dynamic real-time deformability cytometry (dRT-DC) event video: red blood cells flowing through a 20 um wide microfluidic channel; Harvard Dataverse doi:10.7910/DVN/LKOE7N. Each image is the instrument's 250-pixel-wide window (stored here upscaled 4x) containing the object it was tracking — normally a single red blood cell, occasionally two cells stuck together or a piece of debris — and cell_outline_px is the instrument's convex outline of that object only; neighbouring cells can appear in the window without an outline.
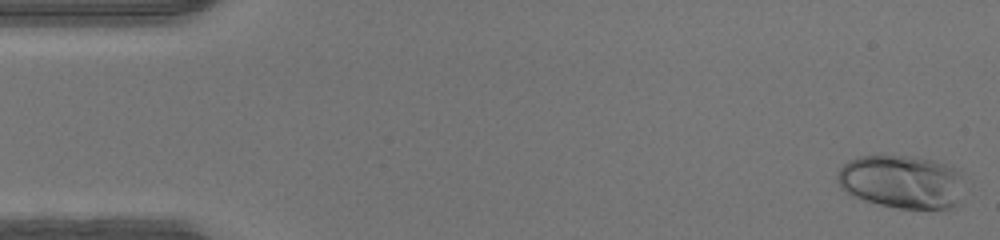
{"species": "human", "species_latin": "Homo sapiens", "temperature_condition": "warm", "stored_images_in_passage": 47, "camera_frame_rate_fps": 3000, "um_per_image_px": 0.085, "donor": {"sex": "male"}, "frame": {"image": 1, "passage_image": 1, "time_ms": 0.0, "image_size_px": [1000, 240], "cell_outline_px": [[960, 176], [956, 204], [952, 208], [896, 208], [864, 200], [852, 196], [840, 188], [836, 180], [836, 176], [840, 168], [848, 160], [860, 156], [912, 156], [932, 160], [956, 168], [960, 172]], "centroid_in_image_um": [76.55, 15.44], "position_along_channel_um": 8.5, "area_um2": 38.96}}
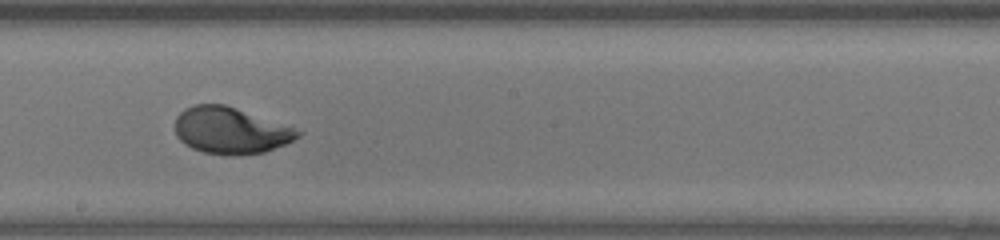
{"frame": {"image": 2, "passage_image": 26, "time_ms": 8.333, "image_size_px": [1000, 240], "cell_outline_px": [[304, 132], [300, 136], [284, 144], [264, 152], [236, 156], [232, 156], [204, 152], [192, 148], [184, 144], [176, 136], [176, 116], [184, 108], [196, 104], [224, 104], [236, 108]], "centroid_in_image_um": [19.55, 11.1], "position_along_channel_um": 228.6, "area_um2": 32.95}}
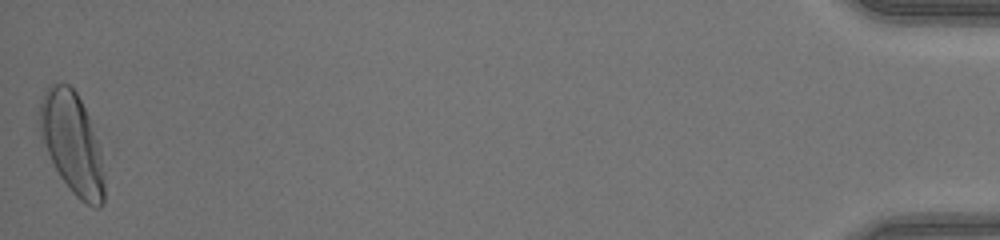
{"frame": {"image": 3, "passage_image": 47, "time_ms": 15.333, "image_size_px": [1000, 240], "cell_outline_px": [[104, 204], [100, 208], [96, 208], [80, 200], [72, 192], [60, 176], [40, 136], [40, 104], [44, 92], [52, 84], [68, 84], [76, 92], [88, 116], [100, 144], [104, 172]], "centroid_in_image_um": [6.17, 12.21], "position_along_channel_um": 429.0, "area_um2": 37.8}}